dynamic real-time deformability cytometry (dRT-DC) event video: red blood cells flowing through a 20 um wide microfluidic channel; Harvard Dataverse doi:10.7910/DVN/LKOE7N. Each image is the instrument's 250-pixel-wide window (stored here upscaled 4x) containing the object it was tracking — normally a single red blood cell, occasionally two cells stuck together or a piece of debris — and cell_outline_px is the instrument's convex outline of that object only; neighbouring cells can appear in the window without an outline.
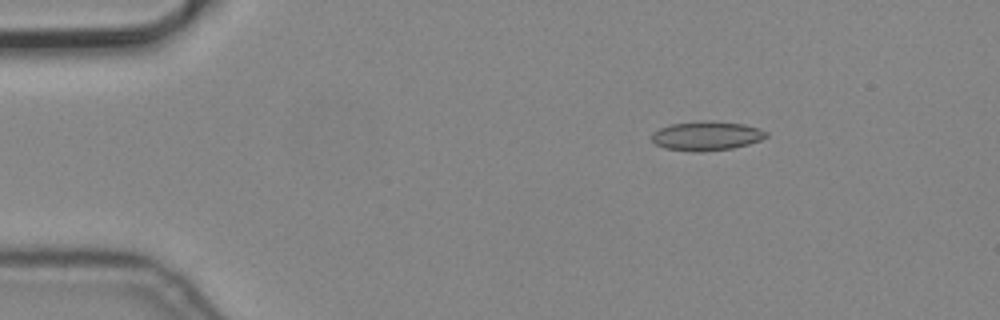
{"species": "common noctule bat (a hibernating species)", "species_latin": "Nyctalus noctula", "temperature_condition": "cold", "stored_images_in_passage": 3, "camera_frame_rate_fps": 3000, "um_per_image_px": 0.085, "animal": {"sex": "male", "body_mass_g": 19.2, "forearm_length_mm": 51.8}, "frame": {"image": 1, "passage_image": 2, "time_ms": 0.333, "image_size_px": [1000, 320], "cell_outline_px": [[768, 136], [760, 140], [748, 144], [732, 148], [700, 152], [664, 148], [656, 144], [652, 140], [652, 132], [660, 128], [672, 124], [704, 120], [712, 120], [744, 124], [760, 128], [768, 132]], "centroid_in_image_um": [60.08, 11.53], "position_along_channel_um": 24.9, "area_um2": 19.54}}